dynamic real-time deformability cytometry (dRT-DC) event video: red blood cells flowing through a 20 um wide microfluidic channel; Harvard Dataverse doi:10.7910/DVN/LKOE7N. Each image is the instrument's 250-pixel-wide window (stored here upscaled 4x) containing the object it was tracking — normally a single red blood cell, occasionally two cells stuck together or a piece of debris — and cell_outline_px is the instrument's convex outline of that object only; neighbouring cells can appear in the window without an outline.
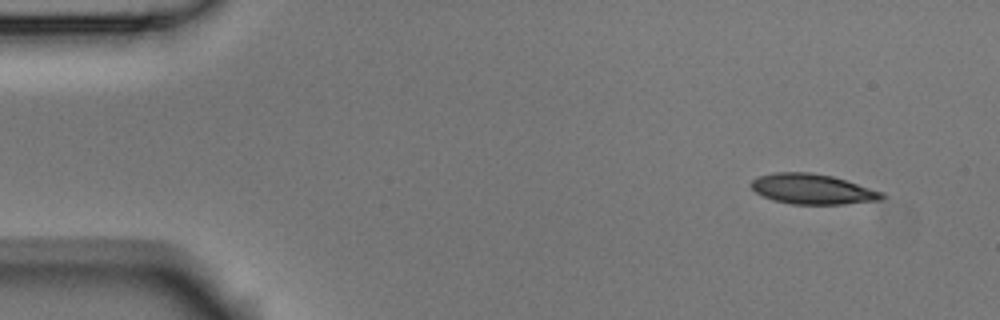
{"species": "Egyptian fruit bat (a non-hibernating species)", "species_latin": "Rousettus aegyptiacus", "temperature_condition": "room temperature", "stored_images_in_passage": 4, "camera_frame_rate_fps": 3000, "um_per_image_px": 0.085, "animal": {"sex": "male"}, "frame": {"image": 1, "passage_image": 1, "time_ms": 0.0, "image_size_px": [1000, 320], "cell_outline_px": [[888, 196], [884, 200], [844, 204], [792, 204], [772, 200], [756, 192], [752, 188], [752, 180], [760, 176], [776, 172], [808, 172], [832, 176], [884, 192]], "centroid_in_image_um": [69.13, 16.08], "position_along_channel_um": 15.9, "area_um2": 23.0}}